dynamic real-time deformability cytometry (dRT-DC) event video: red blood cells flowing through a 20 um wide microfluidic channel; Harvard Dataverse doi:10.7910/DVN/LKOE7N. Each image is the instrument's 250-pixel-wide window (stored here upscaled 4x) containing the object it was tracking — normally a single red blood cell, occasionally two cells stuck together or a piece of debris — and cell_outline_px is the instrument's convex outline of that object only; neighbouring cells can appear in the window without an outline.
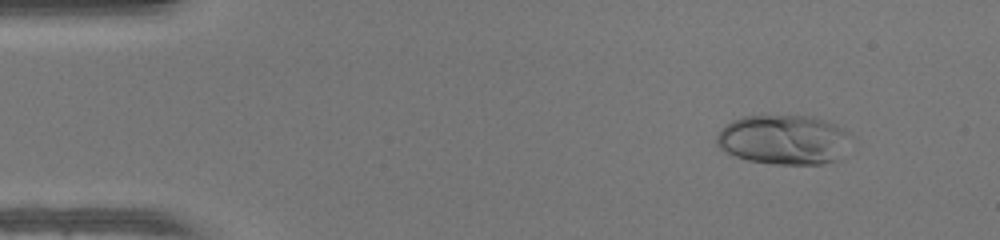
{"species": "human", "species_latin": "Homo sapiens", "temperature_condition": "warm", "stored_images_in_passage": 46, "camera_frame_rate_fps": 3000, "um_per_image_px": 0.085, "donor": {"sex": "female"}, "frame": {"image": 1, "passage_image": 3, "time_ms": 0.667, "image_size_px": [1000, 240], "cell_outline_px": [[856, 136], [836, 160], [820, 164], [772, 164], [748, 160], [724, 152], [716, 144], [716, 136], [732, 120], [744, 116], [812, 116], [836, 124], [844, 128]], "centroid_in_image_um": [66.67, 11.87], "position_along_channel_um": 18.3, "area_um2": 39.13}}
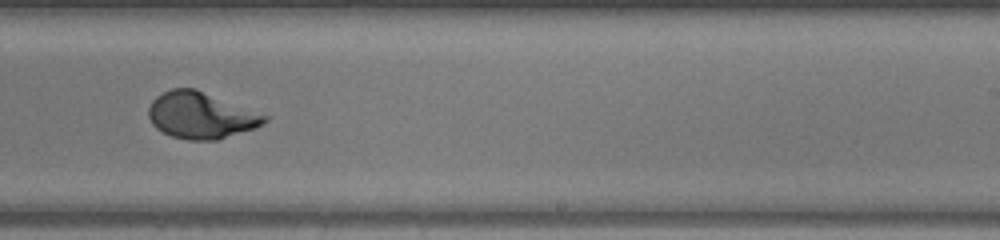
{"frame": {"image": 2, "passage_image": 28, "time_ms": 9.0, "image_size_px": [1000, 240], "cell_outline_px": [[272, 116], [268, 120], [256, 128], [216, 140], [188, 140], [172, 136], [156, 128], [152, 124], [148, 116], [148, 108], [152, 100], [156, 96], [172, 88], [196, 88]], "centroid_in_image_um": [17.12, 9.79], "position_along_channel_um": 271.9, "area_um2": 31.79}}
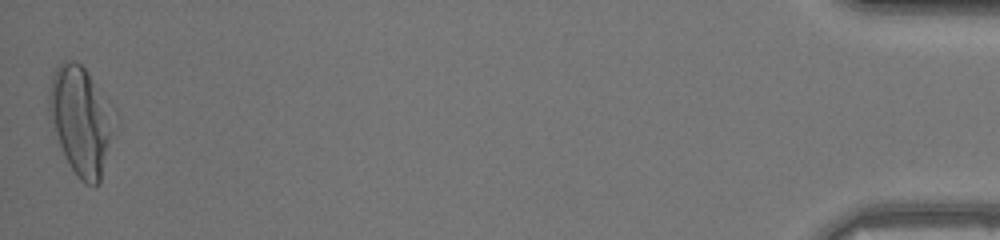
{"frame": {"image": 3, "passage_image": 46, "time_ms": 15.0, "image_size_px": [1000, 240], "cell_outline_px": [[108, 140], [100, 180], [96, 184], [84, 184], [76, 176], [68, 164], [60, 144], [48, 108], [48, 96], [52, 76], [56, 68], [64, 60], [76, 60], [84, 68], [104, 108], [108, 132]], "centroid_in_image_um": [6.69, 10.26], "position_along_channel_um": 428.5, "area_um2": 37.17}}